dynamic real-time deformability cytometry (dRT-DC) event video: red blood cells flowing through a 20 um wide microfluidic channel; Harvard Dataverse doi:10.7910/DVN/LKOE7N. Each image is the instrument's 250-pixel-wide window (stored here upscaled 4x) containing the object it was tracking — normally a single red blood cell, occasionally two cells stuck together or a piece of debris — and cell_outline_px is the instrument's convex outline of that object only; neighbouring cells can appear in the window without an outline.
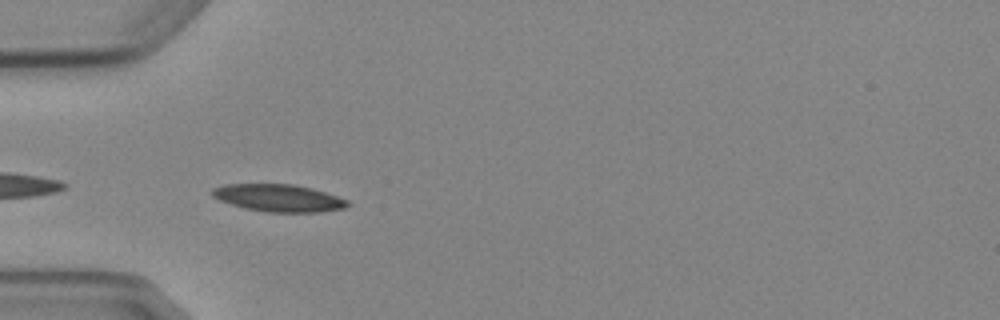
{"species": "Egyptian fruit bat (a non-hibernating species)", "species_latin": "Rousettus aegyptiacus", "temperature_condition": "cold", "stored_images_in_passage": 6, "camera_frame_rate_fps": 3000, "um_per_image_px": 0.085, "animal": {"sex": "female"}, "frame": {"image": 1, "passage_image": 5, "time_ms": 4.667, "image_size_px": [1000, 320], "cell_outline_px": [[352, 204], [344, 208], [320, 212], [268, 212], [244, 208], [220, 200], [212, 196], [212, 188], [224, 184], [292, 184], [312, 188], [348, 200]], "centroid_in_image_um": [23.69, 16.82], "position_along_channel_um": 61.3, "area_um2": 21.5}}
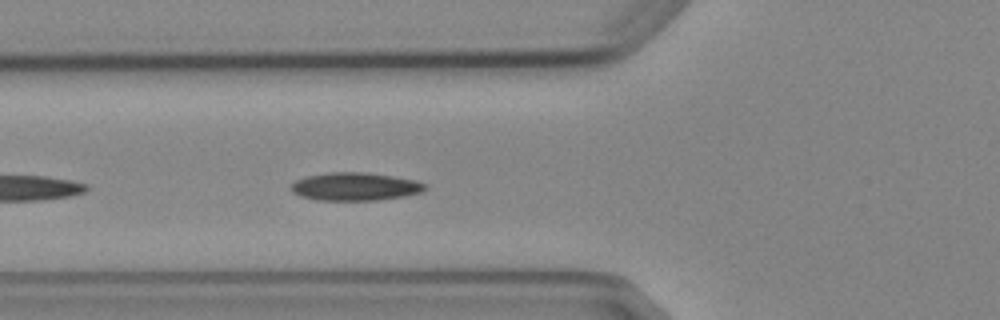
{"frame": {"image": 2, "passage_image": 6, "time_ms": 5.667, "image_size_px": [1000, 320], "cell_outline_px": [[428, 188], [420, 192], [404, 196], [380, 200], [316, 200], [300, 196], [292, 192], [292, 184], [296, 180], [304, 176], [328, 172], [364, 172], [392, 176], [416, 180], [424, 184]], "centroid_in_image_um": [30.16, 15.85], "position_along_channel_um": 95.6, "area_um2": 21.91}}